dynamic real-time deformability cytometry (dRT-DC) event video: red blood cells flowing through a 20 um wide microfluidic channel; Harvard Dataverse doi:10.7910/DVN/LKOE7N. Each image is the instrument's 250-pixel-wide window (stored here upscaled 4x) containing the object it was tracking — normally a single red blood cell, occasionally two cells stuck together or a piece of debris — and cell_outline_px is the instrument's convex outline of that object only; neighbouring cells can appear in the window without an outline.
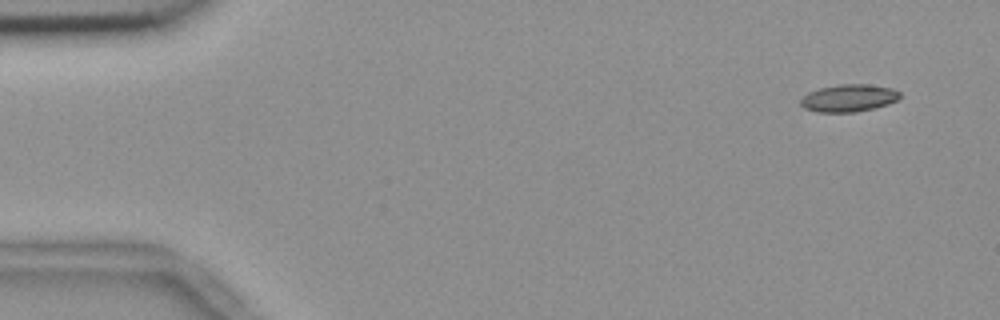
{"species": "common noctule bat (a hibernating species)", "species_latin": "Nyctalus noctula", "temperature_condition": "room temperature", "stored_images_in_passage": 7, "camera_frame_rate_fps": 3000, "um_per_image_px": 0.085, "animal": {"sex": "female", "body_mass_g": 18.4}, "frame": {"image": 1, "passage_image": 1, "time_ms": 0.0, "image_size_px": [1000, 320], "cell_outline_px": [[900, 100], [876, 108], [856, 112], [816, 112], [804, 108], [800, 104], [800, 100], [808, 92], [820, 88], [840, 84], [868, 84], [892, 88], [900, 92]], "centroid_in_image_um": [72.17, 8.34], "position_along_channel_um": 12.8, "area_um2": 16.01}}
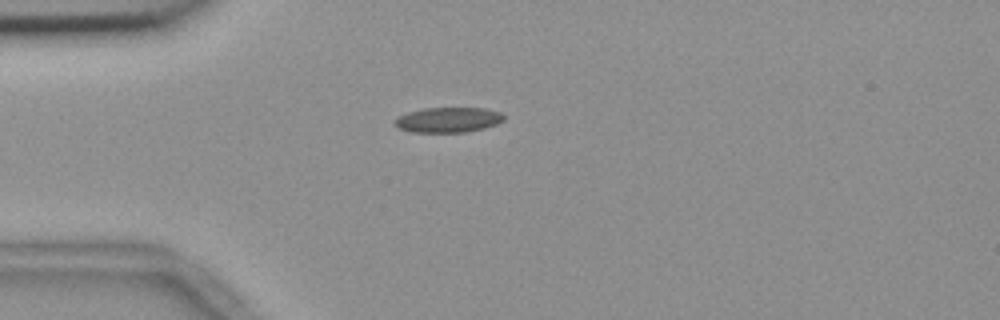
{"frame": {"image": 2, "passage_image": 4, "time_ms": 1.0, "image_size_px": [1000, 320], "cell_outline_px": [[504, 120], [496, 124], [484, 128], [464, 132], [412, 132], [400, 128], [392, 120], [408, 112], [424, 108], [484, 108], [500, 112], [504, 116]], "centroid_in_image_um": [38.1, 10.18], "position_along_channel_um": 46.9, "area_um2": 15.84}}
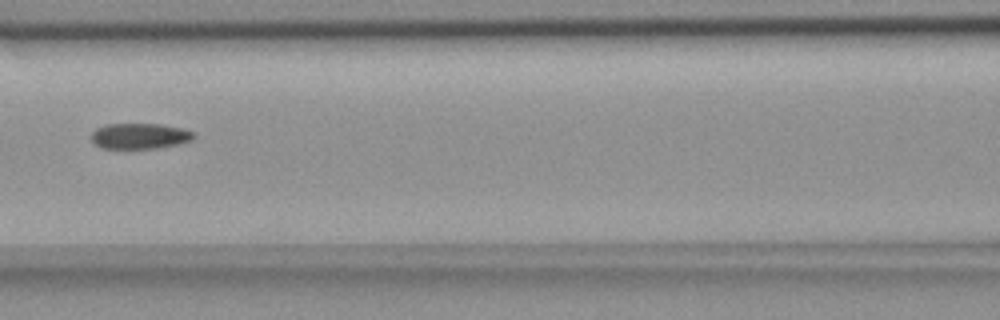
{"frame": {"image": 3, "passage_image": 7, "time_ms": 2.0, "image_size_px": [1000, 320], "cell_outline_px": [[196, 136], [192, 140], [176, 144], [156, 148], [100, 148], [92, 140], [92, 132], [96, 128], [108, 124], [160, 124], [180, 128], [196, 132]], "centroid_in_image_um": [11.89, 11.56], "position_along_channel_um": 154.7, "area_um2": 15.2}}